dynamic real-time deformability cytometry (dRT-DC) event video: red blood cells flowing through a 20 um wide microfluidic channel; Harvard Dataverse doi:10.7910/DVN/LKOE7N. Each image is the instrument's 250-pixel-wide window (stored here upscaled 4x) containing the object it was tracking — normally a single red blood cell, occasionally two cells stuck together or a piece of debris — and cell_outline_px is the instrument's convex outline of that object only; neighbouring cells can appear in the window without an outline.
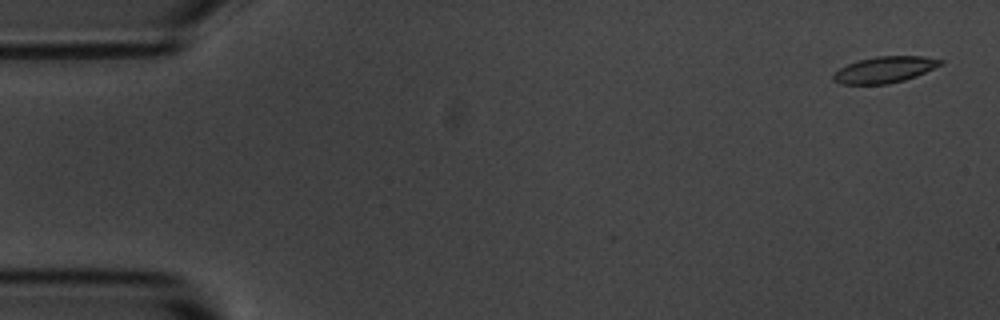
{"species": "common noctule bat (a hibernating species)", "species_latin": "Nyctalus noctula", "temperature_condition": "room temperature", "stored_images_in_passage": 43, "camera_frame_rate_fps": 3000, "um_per_image_px": 0.085, "animal": {"sex": "male", "body_mass_g": 20.1, "forearm_length_mm": 53.5}, "frame": {"image": 1, "passage_image": 2, "time_ms": 0.333, "image_size_px": [1000, 320], "cell_outline_px": [[944, 64], [916, 76], [904, 80], [888, 84], [840, 84], [832, 80], [832, 76], [840, 68], [848, 64], [860, 60], [876, 56], [924, 56], [944, 60]], "centroid_in_image_um": [75.22, 5.92], "position_along_channel_um": 9.8, "area_um2": 16.42}}
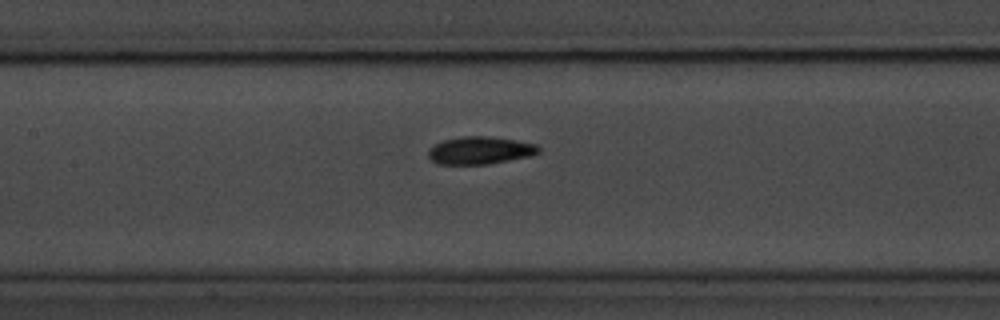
{"frame": {"image": 2, "passage_image": 25, "time_ms": 8.0, "image_size_px": [1000, 320], "cell_outline_px": [[540, 152], [528, 156], [488, 164], [436, 164], [428, 156], [428, 148], [444, 140], [460, 136], [492, 136], [516, 140], [536, 144], [540, 148]], "centroid_in_image_um": [40.78, 12.77], "position_along_channel_um": 166.6, "area_um2": 17.74}}
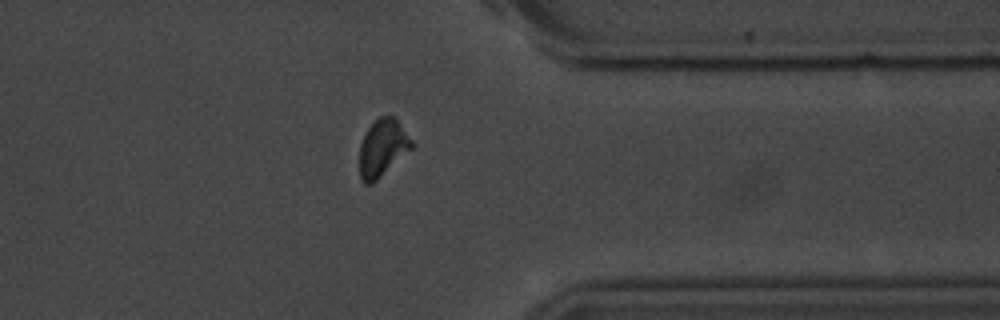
{"frame": {"image": 3, "passage_image": 43, "time_ms": 14.0, "image_size_px": [1000, 320], "cell_outline_px": [[416, 144], [412, 148], [372, 184], [364, 184], [360, 180], [360, 144], [364, 132], [380, 116], [396, 116]], "centroid_in_image_um": [32.54, 12.55], "position_along_channel_um": 378.9, "area_um2": 17.57}, "authors_computed_cell_mechanics": {"area_um2": 17.2244, "velocity_mm_per_s": 3.6729, "shape_relaxation_time_tau1_ms": 2.9185, "shape_relaxation_time_tau2_ms": 2.2788, "deformation_change_tau1": 0.1135, "deformation_change_tau2": 0.0708}}